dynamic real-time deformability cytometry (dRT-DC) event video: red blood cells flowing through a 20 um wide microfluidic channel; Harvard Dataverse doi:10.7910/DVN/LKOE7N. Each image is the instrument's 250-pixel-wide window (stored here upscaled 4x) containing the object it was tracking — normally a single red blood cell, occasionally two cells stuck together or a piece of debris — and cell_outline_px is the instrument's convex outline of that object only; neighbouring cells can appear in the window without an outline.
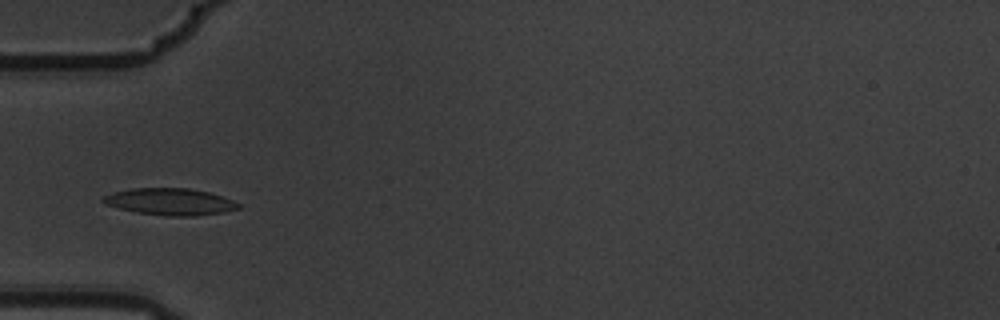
{"species": "common noctule bat (a hibernating species)", "species_latin": "Nyctalus noctula", "temperature_condition": "warm", "stored_images_in_passage": 4, "camera_frame_rate_fps": 3000, "um_per_image_px": 0.085, "animal": {"sex": "male", "body_mass_g": 19.5, "forearm_length_mm": 54.6}, "frame": {"image": 1, "passage_image": 4, "time_ms": 1.0, "image_size_px": [1000, 320], "cell_outline_px": [[240, 208], [224, 212], [192, 216], [168, 216], [136, 212], [104, 204], [100, 200], [104, 196], [112, 192], [132, 188], [188, 188], [208, 192], [232, 200], [240, 204]], "centroid_in_image_um": [14.42, 17.14], "position_along_channel_um": 70.6, "area_um2": 21.04}}